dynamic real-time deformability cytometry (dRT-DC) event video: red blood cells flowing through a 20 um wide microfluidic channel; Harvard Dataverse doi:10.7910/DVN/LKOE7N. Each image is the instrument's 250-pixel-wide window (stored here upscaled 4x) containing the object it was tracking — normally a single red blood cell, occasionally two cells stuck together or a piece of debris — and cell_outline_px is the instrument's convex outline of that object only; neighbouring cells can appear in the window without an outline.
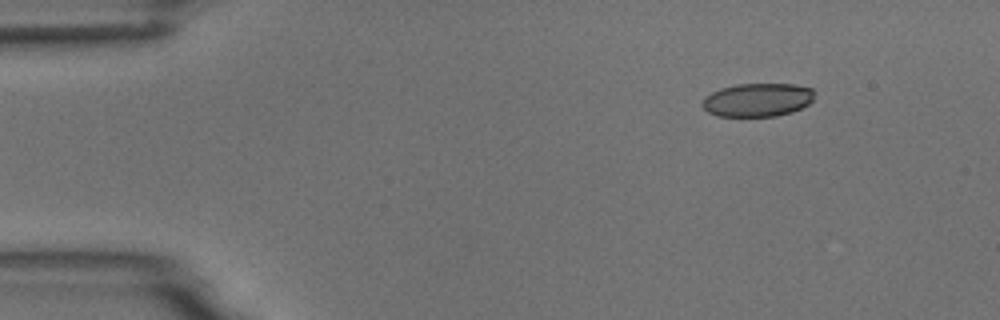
{"species": "common noctule bat (a hibernating species)", "species_latin": "Nyctalus noctula", "temperature_condition": "room temperature", "stored_images_in_passage": 6, "camera_frame_rate_fps": 3000, "um_per_image_px": 0.085, "animal": {"sex": "male", "body_mass_g": 18.8}, "frame": {"image": 1, "passage_image": 2, "time_ms": 1.333, "image_size_px": [1000, 320], "cell_outline_px": [[812, 100], [808, 104], [792, 112], [776, 116], [716, 116], [708, 112], [700, 104], [704, 96], [720, 88], [736, 84], [792, 84], [812, 88]], "centroid_in_image_um": [64.33, 8.49], "position_along_channel_um": 20.7, "area_um2": 21.85}}
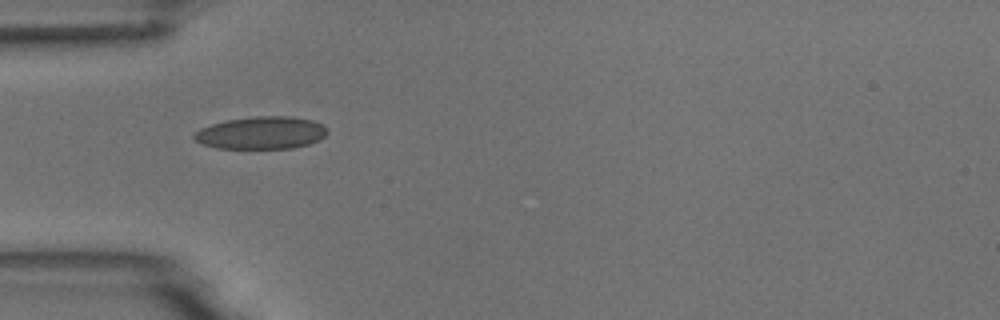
{"frame": {"image": 2, "passage_image": 5, "time_ms": 4.667, "image_size_px": [1000, 320], "cell_outline_px": [[328, 132], [320, 140], [308, 144], [292, 148], [216, 148], [204, 144], [196, 140], [192, 136], [200, 128], [224, 120], [256, 116], [292, 116], [312, 120], [324, 124], [328, 128]], "centroid_in_image_um": [22.25, 11.28], "position_along_channel_um": 62.8, "area_um2": 25.32}}